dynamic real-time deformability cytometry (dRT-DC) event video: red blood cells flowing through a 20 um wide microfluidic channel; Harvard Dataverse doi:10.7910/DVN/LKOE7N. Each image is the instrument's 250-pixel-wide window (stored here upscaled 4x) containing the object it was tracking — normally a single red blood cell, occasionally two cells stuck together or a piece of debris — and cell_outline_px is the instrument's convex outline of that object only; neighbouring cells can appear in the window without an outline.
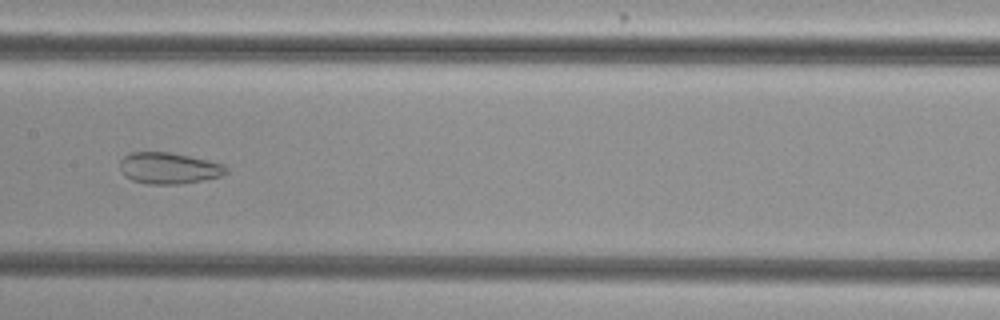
{"species": "common noctule bat (a hibernating species)", "species_latin": "Nyctalus noctula", "temperature_condition": "cold", "stored_images_in_passage": 54, "camera_frame_rate_fps": 3000, "um_per_image_px": 0.085, "animal": {"sex": "female", "body_mass_g": 29.2, "forearm_length_mm": 56.3}, "frame": {"image": 1, "passage_image": 27, "time_ms": 8.667, "image_size_px": [1000, 320], "cell_outline_px": [[228, 172], [220, 176], [180, 184], [144, 184], [132, 180], [124, 176], [120, 172], [120, 160], [128, 152], [168, 152], [188, 156], [224, 164], [228, 168]], "centroid_in_image_um": [14.29, 14.29], "position_along_channel_um": 193.1, "area_um2": 19.42}}
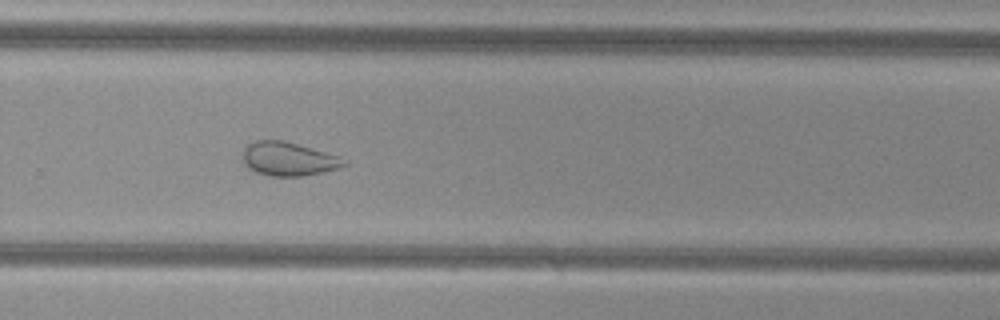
{"frame": {"image": 2, "passage_image": 36, "time_ms": 11.667, "image_size_px": [1000, 320], "cell_outline_px": [[348, 164], [340, 168], [324, 172], [304, 176], [272, 176], [256, 172], [248, 168], [244, 164], [244, 148], [248, 144], [256, 140], [284, 140], [340, 156], [348, 160]], "centroid_in_image_um": [24.57, 13.51], "position_along_channel_um": 305.2, "area_um2": 20.06}}
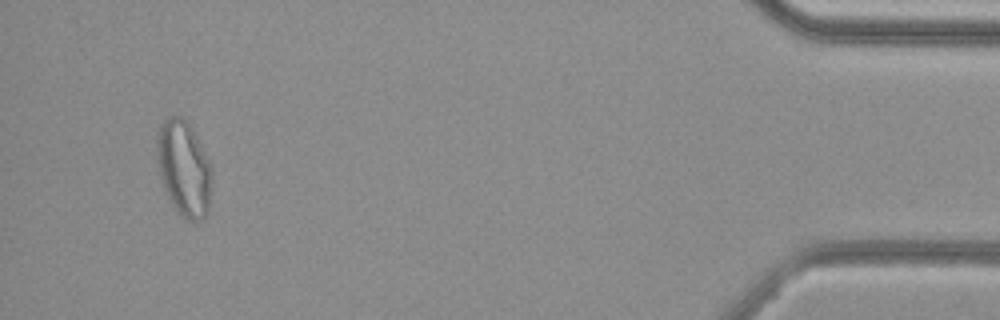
{"frame": {"image": 3, "passage_image": 51, "time_ms": 16.667, "image_size_px": [1000, 320], "cell_outline_px": [[212, 180], [208, 216], [200, 220], [188, 220], [176, 212], [164, 188], [160, 176], [156, 156], [156, 140], [160, 124], [168, 116], [180, 116], [192, 128], [212, 164]], "centroid_in_image_um": [15.64, 14.32], "position_along_channel_um": 419.6, "area_um2": 31.04}, "authors_computed_cell_mechanics": {"area_um2": 27.1371, "velocity_mm_per_s": 3.7505, "shape_relaxation_time_tau1_ms": null, "shape_relaxation_time_tau2_ms": 1.687, "deformation_change_tau1": null, "deformation_change_tau2": 0.0785}}